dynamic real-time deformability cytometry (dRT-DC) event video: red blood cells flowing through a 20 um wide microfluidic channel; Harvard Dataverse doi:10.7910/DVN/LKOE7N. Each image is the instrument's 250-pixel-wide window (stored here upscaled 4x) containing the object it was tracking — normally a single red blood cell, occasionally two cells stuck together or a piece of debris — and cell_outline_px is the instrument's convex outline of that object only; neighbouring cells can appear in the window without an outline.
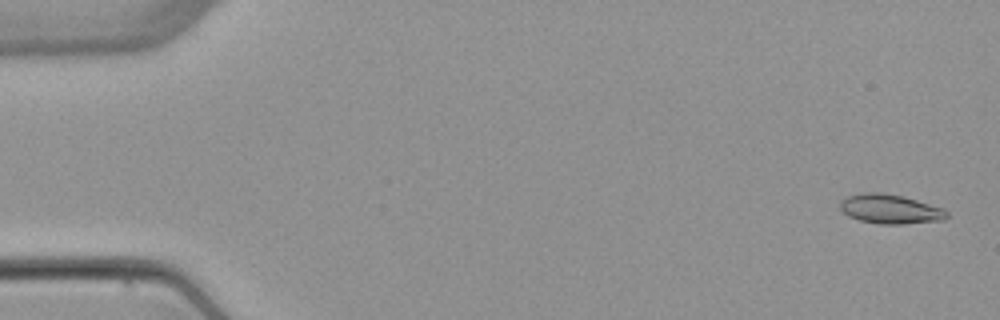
{"species": "common noctule bat (a hibernating species)", "species_latin": "Nyctalus noctula", "temperature_condition": "warm", "stored_images_in_passage": 3, "camera_frame_rate_fps": 3000, "um_per_image_px": 0.085, "animal": {"sex": "female", "body_mass_g": 22.7, "forearm_length_mm": 54.2}, "frame": {"image": 1, "passage_image": 1, "time_ms": 0.0, "image_size_px": [1000, 320], "cell_outline_px": [[948, 216], [944, 220], [904, 224], [876, 224], [860, 220], [848, 216], [840, 208], [840, 200], [848, 196], [864, 192], [880, 192], [904, 196], [944, 208], [948, 212]], "centroid_in_image_um": [75.68, 17.77], "position_along_channel_um": 9.3, "area_um2": 18.44}}